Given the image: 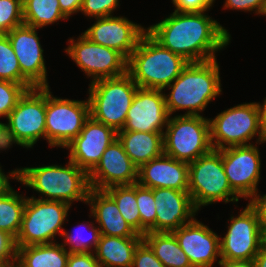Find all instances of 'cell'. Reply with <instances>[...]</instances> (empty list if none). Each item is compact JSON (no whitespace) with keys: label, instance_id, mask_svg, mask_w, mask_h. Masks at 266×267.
Listing matches in <instances>:
<instances>
[{"label":"cell","instance_id":"obj_1","mask_svg":"<svg viewBox=\"0 0 266 267\" xmlns=\"http://www.w3.org/2000/svg\"><path fill=\"white\" fill-rule=\"evenodd\" d=\"M163 47L189 63L216 58V53L229 45L231 36L218 21L204 12L174 11L169 17L147 28Z\"/></svg>","mask_w":266,"mask_h":267},{"label":"cell","instance_id":"obj_2","mask_svg":"<svg viewBox=\"0 0 266 267\" xmlns=\"http://www.w3.org/2000/svg\"><path fill=\"white\" fill-rule=\"evenodd\" d=\"M220 68L216 59L188 63L181 74L169 85L165 94L166 107L171 116L187 110L183 115L200 116L210 101L222 92Z\"/></svg>","mask_w":266,"mask_h":267},{"label":"cell","instance_id":"obj_3","mask_svg":"<svg viewBox=\"0 0 266 267\" xmlns=\"http://www.w3.org/2000/svg\"><path fill=\"white\" fill-rule=\"evenodd\" d=\"M180 55L163 47L147 31L127 62V73L139 88L164 90L188 65Z\"/></svg>","mask_w":266,"mask_h":267},{"label":"cell","instance_id":"obj_4","mask_svg":"<svg viewBox=\"0 0 266 267\" xmlns=\"http://www.w3.org/2000/svg\"><path fill=\"white\" fill-rule=\"evenodd\" d=\"M18 182L40 193L42 197L37 199L61 201L70 206L74 201L86 204L91 189L89 174L71 160L65 166L19 168Z\"/></svg>","mask_w":266,"mask_h":267},{"label":"cell","instance_id":"obj_5","mask_svg":"<svg viewBox=\"0 0 266 267\" xmlns=\"http://www.w3.org/2000/svg\"><path fill=\"white\" fill-rule=\"evenodd\" d=\"M138 88L128 73L91 82L88 89L90 116L116 131L122 130Z\"/></svg>","mask_w":266,"mask_h":267},{"label":"cell","instance_id":"obj_6","mask_svg":"<svg viewBox=\"0 0 266 267\" xmlns=\"http://www.w3.org/2000/svg\"><path fill=\"white\" fill-rule=\"evenodd\" d=\"M188 192L197 211L219 201L238 202L225 174L221 150H212L189 163Z\"/></svg>","mask_w":266,"mask_h":267},{"label":"cell","instance_id":"obj_7","mask_svg":"<svg viewBox=\"0 0 266 267\" xmlns=\"http://www.w3.org/2000/svg\"><path fill=\"white\" fill-rule=\"evenodd\" d=\"M46 87L27 90L3 123V139L7 148L14 143L32 148L40 138L45 140Z\"/></svg>","mask_w":266,"mask_h":267},{"label":"cell","instance_id":"obj_8","mask_svg":"<svg viewBox=\"0 0 266 267\" xmlns=\"http://www.w3.org/2000/svg\"><path fill=\"white\" fill-rule=\"evenodd\" d=\"M211 144L214 150L233 146L252 145L250 141L258 136L256 144L264 143L261 129L259 103L239 104L209 118Z\"/></svg>","mask_w":266,"mask_h":267},{"label":"cell","instance_id":"obj_9","mask_svg":"<svg viewBox=\"0 0 266 267\" xmlns=\"http://www.w3.org/2000/svg\"><path fill=\"white\" fill-rule=\"evenodd\" d=\"M163 133L164 154L191 163L213 150L208 118L191 115L169 117Z\"/></svg>","mask_w":266,"mask_h":267},{"label":"cell","instance_id":"obj_10","mask_svg":"<svg viewBox=\"0 0 266 267\" xmlns=\"http://www.w3.org/2000/svg\"><path fill=\"white\" fill-rule=\"evenodd\" d=\"M70 207L61 201L27 197L21 228L15 239L16 247L55 242L56 234L61 237L65 230L62 225Z\"/></svg>","mask_w":266,"mask_h":267},{"label":"cell","instance_id":"obj_11","mask_svg":"<svg viewBox=\"0 0 266 267\" xmlns=\"http://www.w3.org/2000/svg\"><path fill=\"white\" fill-rule=\"evenodd\" d=\"M46 87L45 140L50 147L64 148L76 138L90 117V103L54 97Z\"/></svg>","mask_w":266,"mask_h":267},{"label":"cell","instance_id":"obj_12","mask_svg":"<svg viewBox=\"0 0 266 267\" xmlns=\"http://www.w3.org/2000/svg\"><path fill=\"white\" fill-rule=\"evenodd\" d=\"M230 217L225 236L220 237V260H254L266 241V232L260 225L255 211L248 205Z\"/></svg>","mask_w":266,"mask_h":267},{"label":"cell","instance_id":"obj_13","mask_svg":"<svg viewBox=\"0 0 266 267\" xmlns=\"http://www.w3.org/2000/svg\"><path fill=\"white\" fill-rule=\"evenodd\" d=\"M65 52L94 82L127 73L128 59L119 51L90 41L83 34L77 40L69 39Z\"/></svg>","mask_w":266,"mask_h":267},{"label":"cell","instance_id":"obj_14","mask_svg":"<svg viewBox=\"0 0 266 267\" xmlns=\"http://www.w3.org/2000/svg\"><path fill=\"white\" fill-rule=\"evenodd\" d=\"M18 59L21 70V84L35 87H49L47 69L43 57L37 28L21 24L7 33Z\"/></svg>","mask_w":266,"mask_h":267},{"label":"cell","instance_id":"obj_15","mask_svg":"<svg viewBox=\"0 0 266 267\" xmlns=\"http://www.w3.org/2000/svg\"><path fill=\"white\" fill-rule=\"evenodd\" d=\"M259 151L253 144L221 149L223 166L231 189L245 200L258 190L261 173Z\"/></svg>","mask_w":266,"mask_h":267},{"label":"cell","instance_id":"obj_16","mask_svg":"<svg viewBox=\"0 0 266 267\" xmlns=\"http://www.w3.org/2000/svg\"><path fill=\"white\" fill-rule=\"evenodd\" d=\"M116 139V130L90 116L79 135L64 148L70 152L69 160L89 174L99 163L107 147Z\"/></svg>","mask_w":266,"mask_h":267},{"label":"cell","instance_id":"obj_17","mask_svg":"<svg viewBox=\"0 0 266 267\" xmlns=\"http://www.w3.org/2000/svg\"><path fill=\"white\" fill-rule=\"evenodd\" d=\"M169 117L163 90L138 88L120 131L164 132Z\"/></svg>","mask_w":266,"mask_h":267},{"label":"cell","instance_id":"obj_18","mask_svg":"<svg viewBox=\"0 0 266 267\" xmlns=\"http://www.w3.org/2000/svg\"><path fill=\"white\" fill-rule=\"evenodd\" d=\"M96 22L82 34L90 41L114 49L127 59L147 31L146 28L122 16L95 18Z\"/></svg>","mask_w":266,"mask_h":267},{"label":"cell","instance_id":"obj_19","mask_svg":"<svg viewBox=\"0 0 266 267\" xmlns=\"http://www.w3.org/2000/svg\"><path fill=\"white\" fill-rule=\"evenodd\" d=\"M137 180L138 167L126 154L118 138L107 147L99 163L89 173L90 187L96 190L131 185L137 183Z\"/></svg>","mask_w":266,"mask_h":267},{"label":"cell","instance_id":"obj_20","mask_svg":"<svg viewBox=\"0 0 266 267\" xmlns=\"http://www.w3.org/2000/svg\"><path fill=\"white\" fill-rule=\"evenodd\" d=\"M192 267H212L220 255V237L194 218L172 231Z\"/></svg>","mask_w":266,"mask_h":267},{"label":"cell","instance_id":"obj_21","mask_svg":"<svg viewBox=\"0 0 266 267\" xmlns=\"http://www.w3.org/2000/svg\"><path fill=\"white\" fill-rule=\"evenodd\" d=\"M156 205V232H172L190 223L198 212L188 191L152 189Z\"/></svg>","mask_w":266,"mask_h":267},{"label":"cell","instance_id":"obj_22","mask_svg":"<svg viewBox=\"0 0 266 267\" xmlns=\"http://www.w3.org/2000/svg\"><path fill=\"white\" fill-rule=\"evenodd\" d=\"M189 164L162 154L138 168L137 183L147 188L188 191Z\"/></svg>","mask_w":266,"mask_h":267},{"label":"cell","instance_id":"obj_23","mask_svg":"<svg viewBox=\"0 0 266 267\" xmlns=\"http://www.w3.org/2000/svg\"><path fill=\"white\" fill-rule=\"evenodd\" d=\"M91 214L98 223L100 235L143 237L137 234L122 217L115 201L104 191L90 189L87 199Z\"/></svg>","mask_w":266,"mask_h":267},{"label":"cell","instance_id":"obj_24","mask_svg":"<svg viewBox=\"0 0 266 267\" xmlns=\"http://www.w3.org/2000/svg\"><path fill=\"white\" fill-rule=\"evenodd\" d=\"M164 132L117 131L126 154L139 168L164 153Z\"/></svg>","mask_w":266,"mask_h":267},{"label":"cell","instance_id":"obj_25","mask_svg":"<svg viewBox=\"0 0 266 267\" xmlns=\"http://www.w3.org/2000/svg\"><path fill=\"white\" fill-rule=\"evenodd\" d=\"M143 237H117L100 235L94 251L102 267H131L137 246Z\"/></svg>","mask_w":266,"mask_h":267},{"label":"cell","instance_id":"obj_26","mask_svg":"<svg viewBox=\"0 0 266 267\" xmlns=\"http://www.w3.org/2000/svg\"><path fill=\"white\" fill-rule=\"evenodd\" d=\"M69 251L57 242L17 248L16 267H67Z\"/></svg>","mask_w":266,"mask_h":267},{"label":"cell","instance_id":"obj_27","mask_svg":"<svg viewBox=\"0 0 266 267\" xmlns=\"http://www.w3.org/2000/svg\"><path fill=\"white\" fill-rule=\"evenodd\" d=\"M143 241L165 267H192L172 232H147Z\"/></svg>","mask_w":266,"mask_h":267},{"label":"cell","instance_id":"obj_28","mask_svg":"<svg viewBox=\"0 0 266 267\" xmlns=\"http://www.w3.org/2000/svg\"><path fill=\"white\" fill-rule=\"evenodd\" d=\"M23 19L24 24L39 29L67 18L58 0H23Z\"/></svg>","mask_w":266,"mask_h":267},{"label":"cell","instance_id":"obj_29","mask_svg":"<svg viewBox=\"0 0 266 267\" xmlns=\"http://www.w3.org/2000/svg\"><path fill=\"white\" fill-rule=\"evenodd\" d=\"M27 197L19 195L13 188L0 196V230L15 239L21 228Z\"/></svg>","mask_w":266,"mask_h":267},{"label":"cell","instance_id":"obj_30","mask_svg":"<svg viewBox=\"0 0 266 267\" xmlns=\"http://www.w3.org/2000/svg\"><path fill=\"white\" fill-rule=\"evenodd\" d=\"M117 204L125 221L140 234V213L136 200V183L117 185L104 190Z\"/></svg>","mask_w":266,"mask_h":267},{"label":"cell","instance_id":"obj_31","mask_svg":"<svg viewBox=\"0 0 266 267\" xmlns=\"http://www.w3.org/2000/svg\"><path fill=\"white\" fill-rule=\"evenodd\" d=\"M87 225V226H86ZM84 228H83V227ZM85 226L88 228L90 235L85 237L83 233L85 232ZM79 229L74 232H66L63 231L62 237L64 238V243H62L63 247L68 245L67 251L69 252H93L95 251L99 237H100V230L99 227L95 226L94 222L90 224H79ZM76 234V235H75ZM84 236V237H83ZM93 247V248H92Z\"/></svg>","mask_w":266,"mask_h":267},{"label":"cell","instance_id":"obj_32","mask_svg":"<svg viewBox=\"0 0 266 267\" xmlns=\"http://www.w3.org/2000/svg\"><path fill=\"white\" fill-rule=\"evenodd\" d=\"M136 200L140 213V235L156 232V205L152 189L136 183Z\"/></svg>","mask_w":266,"mask_h":267},{"label":"cell","instance_id":"obj_33","mask_svg":"<svg viewBox=\"0 0 266 267\" xmlns=\"http://www.w3.org/2000/svg\"><path fill=\"white\" fill-rule=\"evenodd\" d=\"M0 80L21 84L18 59L7 34H0Z\"/></svg>","mask_w":266,"mask_h":267},{"label":"cell","instance_id":"obj_34","mask_svg":"<svg viewBox=\"0 0 266 267\" xmlns=\"http://www.w3.org/2000/svg\"><path fill=\"white\" fill-rule=\"evenodd\" d=\"M23 23V0H0V34H7Z\"/></svg>","mask_w":266,"mask_h":267},{"label":"cell","instance_id":"obj_35","mask_svg":"<svg viewBox=\"0 0 266 267\" xmlns=\"http://www.w3.org/2000/svg\"><path fill=\"white\" fill-rule=\"evenodd\" d=\"M31 89L26 84L0 80V117L8 118L24 93Z\"/></svg>","mask_w":266,"mask_h":267},{"label":"cell","instance_id":"obj_36","mask_svg":"<svg viewBox=\"0 0 266 267\" xmlns=\"http://www.w3.org/2000/svg\"><path fill=\"white\" fill-rule=\"evenodd\" d=\"M118 6L119 0H83L80 11L90 18L109 17Z\"/></svg>","mask_w":266,"mask_h":267},{"label":"cell","instance_id":"obj_37","mask_svg":"<svg viewBox=\"0 0 266 267\" xmlns=\"http://www.w3.org/2000/svg\"><path fill=\"white\" fill-rule=\"evenodd\" d=\"M17 247L15 238L6 231L0 230V264L12 267L16 263Z\"/></svg>","mask_w":266,"mask_h":267},{"label":"cell","instance_id":"obj_38","mask_svg":"<svg viewBox=\"0 0 266 267\" xmlns=\"http://www.w3.org/2000/svg\"><path fill=\"white\" fill-rule=\"evenodd\" d=\"M131 267H165L151 248L142 241L136 248Z\"/></svg>","mask_w":266,"mask_h":267},{"label":"cell","instance_id":"obj_39","mask_svg":"<svg viewBox=\"0 0 266 267\" xmlns=\"http://www.w3.org/2000/svg\"><path fill=\"white\" fill-rule=\"evenodd\" d=\"M224 9L255 11L258 15L266 16V0H225Z\"/></svg>","mask_w":266,"mask_h":267},{"label":"cell","instance_id":"obj_40","mask_svg":"<svg viewBox=\"0 0 266 267\" xmlns=\"http://www.w3.org/2000/svg\"><path fill=\"white\" fill-rule=\"evenodd\" d=\"M215 0H172L174 11L178 12H207Z\"/></svg>","mask_w":266,"mask_h":267},{"label":"cell","instance_id":"obj_41","mask_svg":"<svg viewBox=\"0 0 266 267\" xmlns=\"http://www.w3.org/2000/svg\"><path fill=\"white\" fill-rule=\"evenodd\" d=\"M67 267H102L96 260L94 252H70Z\"/></svg>","mask_w":266,"mask_h":267},{"label":"cell","instance_id":"obj_42","mask_svg":"<svg viewBox=\"0 0 266 267\" xmlns=\"http://www.w3.org/2000/svg\"><path fill=\"white\" fill-rule=\"evenodd\" d=\"M258 190L250 197L248 205L255 211L261 227L266 232V194H258Z\"/></svg>","mask_w":266,"mask_h":267},{"label":"cell","instance_id":"obj_43","mask_svg":"<svg viewBox=\"0 0 266 267\" xmlns=\"http://www.w3.org/2000/svg\"><path fill=\"white\" fill-rule=\"evenodd\" d=\"M61 12L68 18L77 12H80L83 0H58Z\"/></svg>","mask_w":266,"mask_h":267},{"label":"cell","instance_id":"obj_44","mask_svg":"<svg viewBox=\"0 0 266 267\" xmlns=\"http://www.w3.org/2000/svg\"><path fill=\"white\" fill-rule=\"evenodd\" d=\"M10 177L15 180H19V169L12 170L9 172V175H5L0 166V196L6 194L12 189L9 183Z\"/></svg>","mask_w":266,"mask_h":267},{"label":"cell","instance_id":"obj_45","mask_svg":"<svg viewBox=\"0 0 266 267\" xmlns=\"http://www.w3.org/2000/svg\"><path fill=\"white\" fill-rule=\"evenodd\" d=\"M220 267H256L254 260H220Z\"/></svg>","mask_w":266,"mask_h":267},{"label":"cell","instance_id":"obj_46","mask_svg":"<svg viewBox=\"0 0 266 267\" xmlns=\"http://www.w3.org/2000/svg\"><path fill=\"white\" fill-rule=\"evenodd\" d=\"M256 267H266V241L263 243L260 251L254 258Z\"/></svg>","mask_w":266,"mask_h":267},{"label":"cell","instance_id":"obj_47","mask_svg":"<svg viewBox=\"0 0 266 267\" xmlns=\"http://www.w3.org/2000/svg\"><path fill=\"white\" fill-rule=\"evenodd\" d=\"M260 116H261V129L264 137V143H266V97L263 104H259Z\"/></svg>","mask_w":266,"mask_h":267},{"label":"cell","instance_id":"obj_48","mask_svg":"<svg viewBox=\"0 0 266 267\" xmlns=\"http://www.w3.org/2000/svg\"><path fill=\"white\" fill-rule=\"evenodd\" d=\"M0 150H6V146L3 139V123L0 122Z\"/></svg>","mask_w":266,"mask_h":267}]
</instances>
